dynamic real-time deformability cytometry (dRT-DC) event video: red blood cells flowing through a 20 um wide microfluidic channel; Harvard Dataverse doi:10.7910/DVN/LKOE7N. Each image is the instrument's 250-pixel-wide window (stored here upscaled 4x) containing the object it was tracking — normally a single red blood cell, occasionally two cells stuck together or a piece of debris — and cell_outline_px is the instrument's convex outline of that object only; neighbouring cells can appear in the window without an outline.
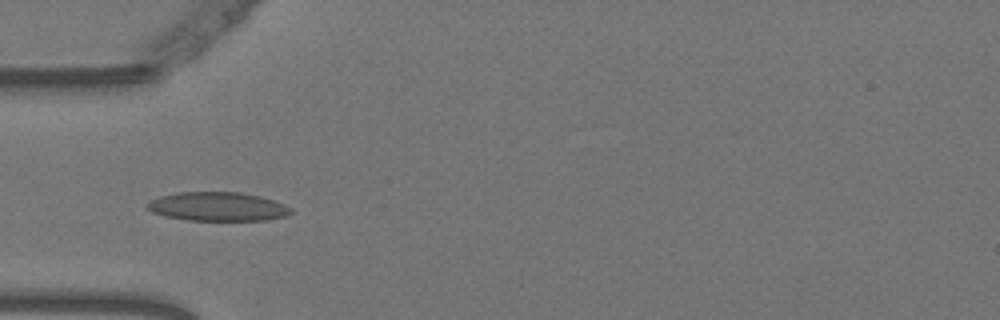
{"species": "Egyptian fruit bat (a non-hibernating species)", "species_latin": "Rousettus aegyptiacus", "temperature_condition": "warm", "stored_images_in_passage": 6, "camera_frame_rate_fps": 3000, "um_per_image_px": 0.085, "animal": {"sex": "female"}, "frame": {"image": 1, "passage_image": 2, "time_ms": 0.333, "image_size_px": [1000, 320], "cell_outline_px": [[292, 212], [288, 216], [264, 220], [188, 220], [164, 216], [152, 212], [144, 208], [144, 204], [148, 200], [160, 196], [180, 192], [240, 192], [260, 196], [284, 204], [292, 208]], "centroid_in_image_um": [18.46, 17.56], "position_along_channel_um": 66.5, "area_um2": 24.39}}